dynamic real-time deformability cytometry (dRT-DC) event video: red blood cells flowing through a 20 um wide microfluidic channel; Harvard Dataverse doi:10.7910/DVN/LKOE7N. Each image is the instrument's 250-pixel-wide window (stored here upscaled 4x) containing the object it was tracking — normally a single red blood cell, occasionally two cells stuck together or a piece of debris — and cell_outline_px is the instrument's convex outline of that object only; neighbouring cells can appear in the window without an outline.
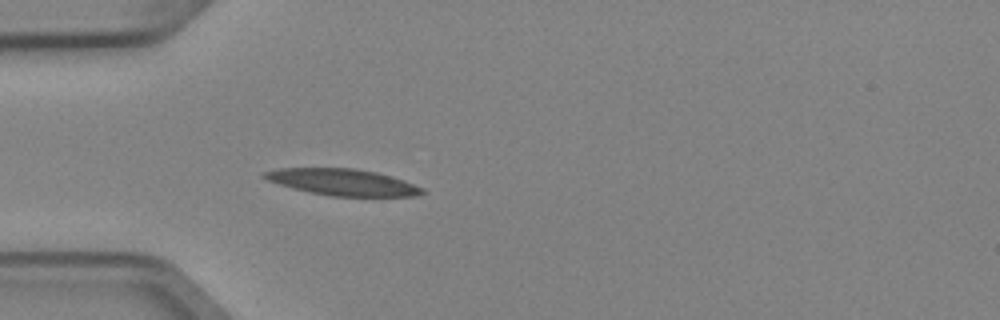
{"species": "Egyptian fruit bat (a non-hibernating species)", "species_latin": "Rousettus aegyptiacus", "temperature_condition": "cold", "stored_images_in_passage": 3, "camera_frame_rate_fps": 3000, "um_per_image_px": 0.085, "animal": {"sex": "female"}, "frame": {"image": 1, "passage_image": 3, "time_ms": 0.667, "image_size_px": [1000, 320], "cell_outline_px": [[428, 192], [420, 196], [332, 196], [292, 188], [268, 180], [260, 176], [260, 172], [280, 168], [356, 168], [376, 172], [392, 176], [404, 180], [424, 188]], "centroid_in_image_um": [29.16, 15.48], "position_along_channel_um": 55.8, "area_um2": 24.51}}